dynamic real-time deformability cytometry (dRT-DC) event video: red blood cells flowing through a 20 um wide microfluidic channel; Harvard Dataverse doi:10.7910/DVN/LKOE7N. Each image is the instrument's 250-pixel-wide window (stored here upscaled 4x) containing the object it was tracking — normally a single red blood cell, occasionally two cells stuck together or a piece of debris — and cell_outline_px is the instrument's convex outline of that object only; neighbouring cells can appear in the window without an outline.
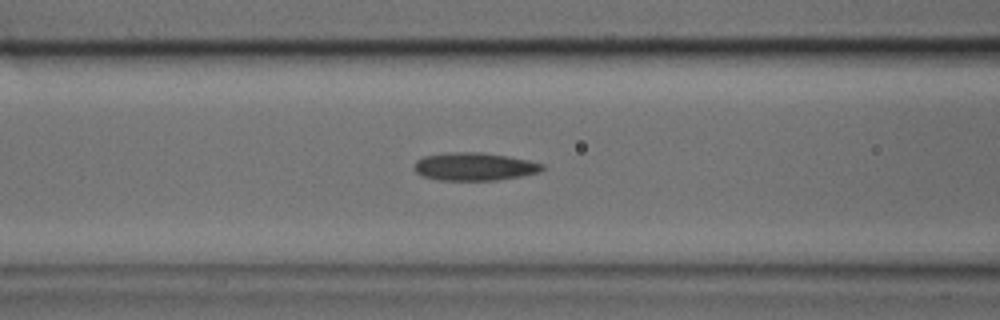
{"species": "common noctule bat (a hibernating species)", "species_latin": "Nyctalus noctula", "temperature_condition": "cold", "stored_images_in_passage": 38, "camera_frame_rate_fps": 3000, "um_per_image_px": 0.085, "animal": {"sex": "male", "body_mass_g": 17.9, "forearm_length_mm": 54.2}, "frame": {"image": 1, "passage_image": 14, "time_ms": 4.333, "image_size_px": [1000, 320], "cell_outline_px": [[548, 168], [540, 172], [520, 176], [496, 180], [436, 180], [424, 176], [416, 172], [412, 168], [416, 160], [424, 156], [448, 152], [480, 152], [508, 156], [528, 160], [544, 164]], "centroid_in_image_um": [40.33, 14.15], "position_along_channel_um": 126.3, "area_um2": 21.04}}
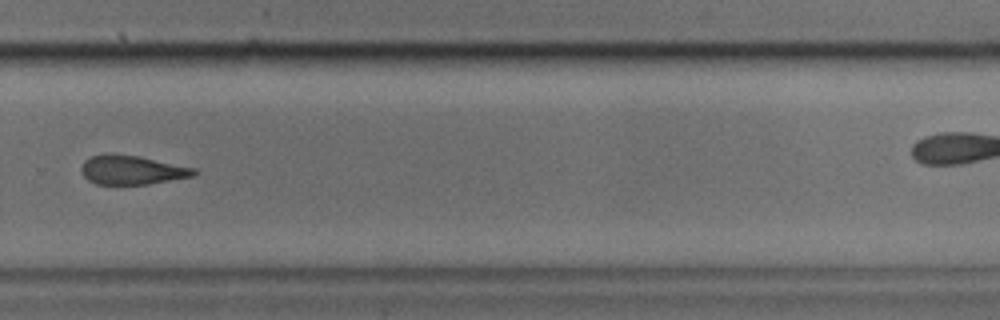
{"frame": {"image": 2, "passage_image": 25, "time_ms": 8.0, "image_size_px": [1000, 320], "cell_outline_px": [[200, 172], [192, 176], [148, 184], [96, 184], [88, 180], [80, 172], [80, 168], [84, 160], [92, 156], [140, 156], [196, 168]], "centroid_in_image_um": [11.25, 14.47], "position_along_channel_um": 318.5, "area_um2": 18.67}}
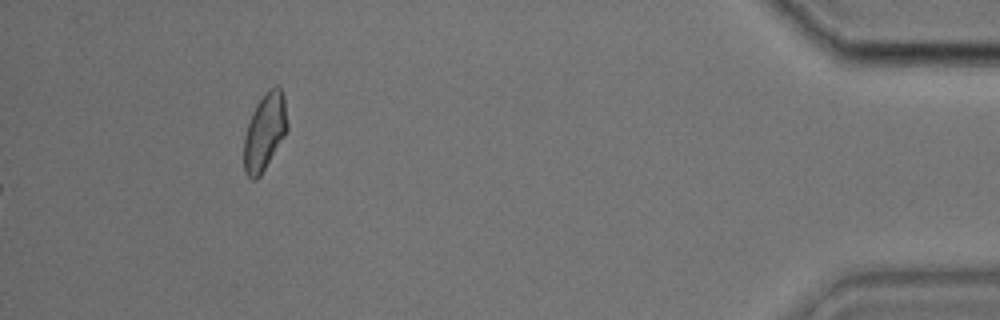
{"frame": {"image": 3, "passage_image": 38, "time_ms": 12.333, "image_size_px": [1000, 320], "cell_outline_px": [[288, 128], [284, 136], [260, 176], [256, 180], [252, 180], [244, 172], [244, 136], [252, 112], [256, 104], [276, 84], [280, 88], [284, 96], [288, 124]], "centroid_in_image_um": [22.5, 11.23], "position_along_channel_um": 412.7, "area_um2": 19.19}}